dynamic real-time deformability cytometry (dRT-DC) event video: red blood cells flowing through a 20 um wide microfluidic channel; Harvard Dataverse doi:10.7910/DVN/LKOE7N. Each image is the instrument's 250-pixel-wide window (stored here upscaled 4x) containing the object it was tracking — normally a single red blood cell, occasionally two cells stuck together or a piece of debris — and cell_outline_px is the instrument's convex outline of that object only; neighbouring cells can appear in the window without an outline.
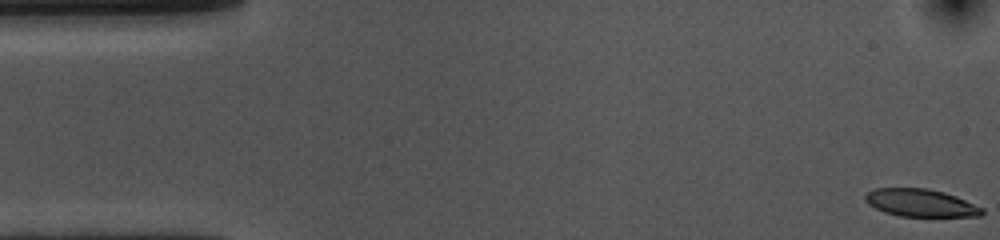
{"species": "common noctule bat (a hibernating species)", "species_latin": "Nyctalus noctula", "temperature_condition": "cold", "stored_images_in_passage": 55, "camera_frame_rate_fps": 3000, "um_per_image_px": 0.085, "animal": {"sex": "female", "body_mass_g": 10.0, "forearm_length_mm": 53.1}, "frame": {"image": 1, "passage_image": 1, "time_ms": 0.0, "image_size_px": [1000, 240], "cell_outline_px": [[984, 212], [980, 216], [900, 216], [884, 212], [868, 204], [864, 200], [864, 196], [868, 192], [876, 188], [928, 188], [944, 192], [956, 196], [984, 208]], "centroid_in_image_um": [78.25, 17.24], "position_along_channel_um": 6.7, "area_um2": 18.79}}
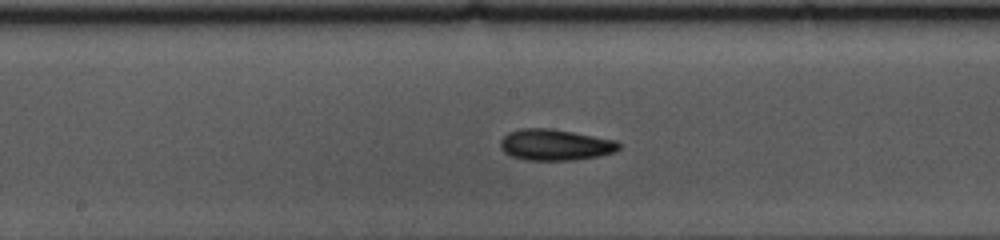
{"frame": {"image": 2, "passage_image": 27, "time_ms": 8.667, "image_size_px": [1000, 240], "cell_outline_px": [[620, 148], [616, 152], [600, 156], [572, 160], [528, 160], [512, 156], [504, 152], [500, 148], [500, 140], [508, 132], [520, 128], [552, 128], [616, 140], [620, 144]], "centroid_in_image_um": [47.19, 12.3], "position_along_channel_um": 201.0, "area_um2": 21.68}}
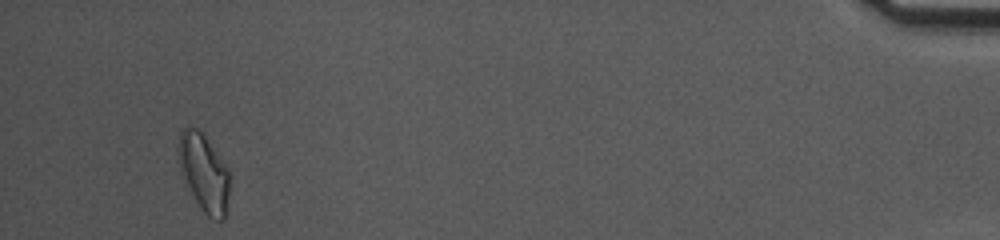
{"frame": {"image": 3, "passage_image": 52, "time_ms": 17.0, "image_size_px": [1000, 240], "cell_outline_px": [[228, 196], [224, 220], [212, 220], [204, 212], [196, 200], [180, 168], [176, 148], [180, 132], [188, 124], [196, 128], [204, 136], [228, 168]], "centroid_in_image_um": [17.31, 14.64], "position_along_channel_um": 417.9, "area_um2": 22.6}, "authors_computed_cell_mechanics": {"area_um2": 20.2878, "velocity_mm_per_s": 3.5759, "shape_relaxation_time_tau1_ms": 3.2456, "shape_relaxation_time_tau2_ms": 3.7115, "deformation_change_tau1": 0.1265, "deformation_change_tau2": 0.1115}}